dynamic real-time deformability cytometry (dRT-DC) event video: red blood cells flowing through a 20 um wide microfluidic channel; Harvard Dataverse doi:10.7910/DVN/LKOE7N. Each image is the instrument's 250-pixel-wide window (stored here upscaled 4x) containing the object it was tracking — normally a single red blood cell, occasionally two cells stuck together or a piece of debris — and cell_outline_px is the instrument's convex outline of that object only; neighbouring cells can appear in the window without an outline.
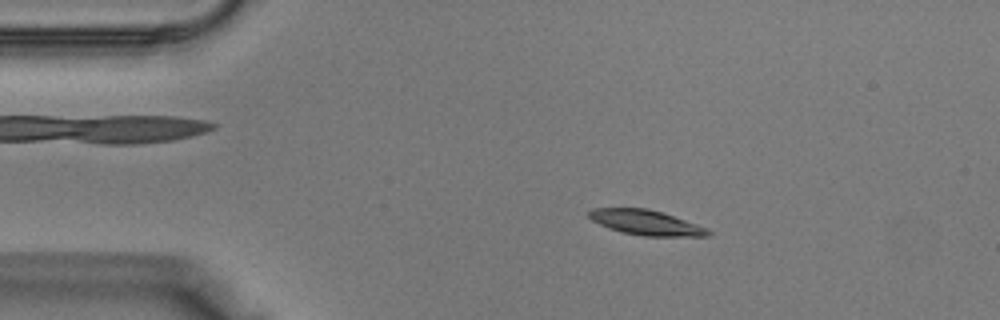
{"species": "Egyptian fruit bat (a non-hibernating species)", "species_latin": "Rousettus aegyptiacus", "temperature_condition": "warm", "stored_images_in_passage": 34, "camera_frame_rate_fps": 3000, "um_per_image_px": 0.085, "animal": {"sex": "male"}, "frame": {"image": 1, "passage_image": 2, "time_ms": 0.333, "image_size_px": [1000, 320], "cell_outline_px": [[712, 232], [708, 236], [644, 236], [624, 232], [600, 224], [592, 220], [588, 216], [588, 212], [592, 208], [648, 208], [708, 228]], "centroid_in_image_um": [54.92, 18.91], "position_along_channel_um": 30.1, "area_um2": 16.99}}
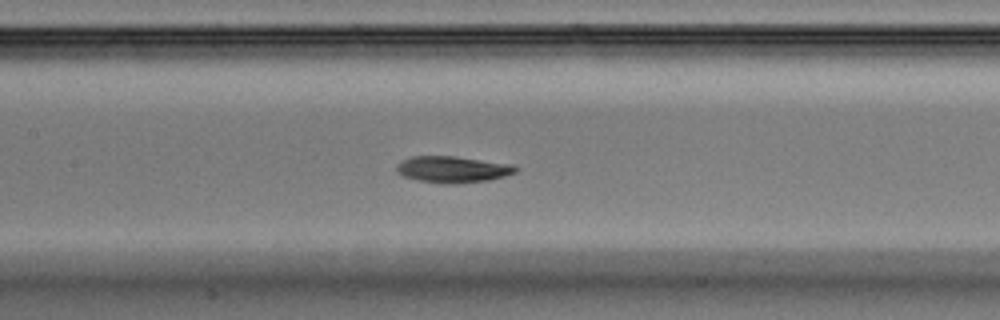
{"frame": {"image": 2, "passage_image": 13, "time_ms": 4.0, "image_size_px": [1000, 320], "cell_outline_px": [[520, 168], [516, 172], [504, 176], [488, 180], [452, 184], [448, 184], [420, 180], [404, 176], [396, 172], [396, 164], [400, 160], [412, 156], [456, 156], [512, 164]], "centroid_in_image_um": [38.47, 14.38], "position_along_channel_um": 168.9, "area_um2": 18.38}}
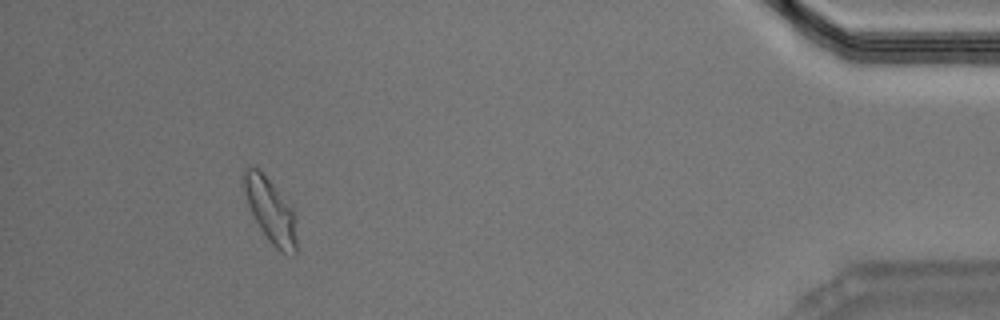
{"frame": {"image": 3, "passage_image": 31, "time_ms": 10.0, "image_size_px": [1000, 320], "cell_outline_px": [[296, 252], [292, 256], [280, 252], [268, 240], [260, 228], [248, 204], [244, 188], [244, 168], [248, 164], [256, 168], [272, 184], [292, 208], [296, 216]], "centroid_in_image_um": [23.02, 17.95], "position_along_channel_um": 412.2, "area_um2": 19.42}}